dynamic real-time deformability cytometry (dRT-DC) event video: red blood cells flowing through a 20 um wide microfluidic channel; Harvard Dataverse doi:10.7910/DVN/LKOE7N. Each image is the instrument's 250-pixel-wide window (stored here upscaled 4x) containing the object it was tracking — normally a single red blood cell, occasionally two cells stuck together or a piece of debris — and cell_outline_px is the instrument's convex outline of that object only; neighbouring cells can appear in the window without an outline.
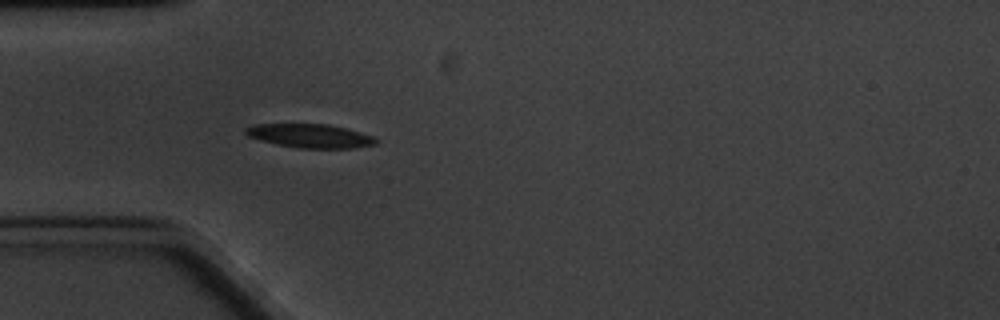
{"species": "common noctule bat (a hibernating species)", "species_latin": "Nyctalus noctula", "temperature_condition": "cold", "stored_images_in_passage": 4, "camera_frame_rate_fps": 3000, "um_per_image_px": 0.085, "animal": {"sex": "male", "body_mass_g": 20.1, "forearm_length_mm": 53.5}, "frame": {"image": 1, "passage_image": 4, "time_ms": 4.333, "image_size_px": [1000, 320], "cell_outline_px": [[380, 140], [376, 144], [352, 148], [300, 148], [276, 144], [260, 140], [248, 136], [244, 132], [244, 128], [252, 124], [328, 124], [344, 128], [372, 136]], "centroid_in_image_um": [26.32, 11.55], "position_along_channel_um": 58.7, "area_um2": 17.98}}